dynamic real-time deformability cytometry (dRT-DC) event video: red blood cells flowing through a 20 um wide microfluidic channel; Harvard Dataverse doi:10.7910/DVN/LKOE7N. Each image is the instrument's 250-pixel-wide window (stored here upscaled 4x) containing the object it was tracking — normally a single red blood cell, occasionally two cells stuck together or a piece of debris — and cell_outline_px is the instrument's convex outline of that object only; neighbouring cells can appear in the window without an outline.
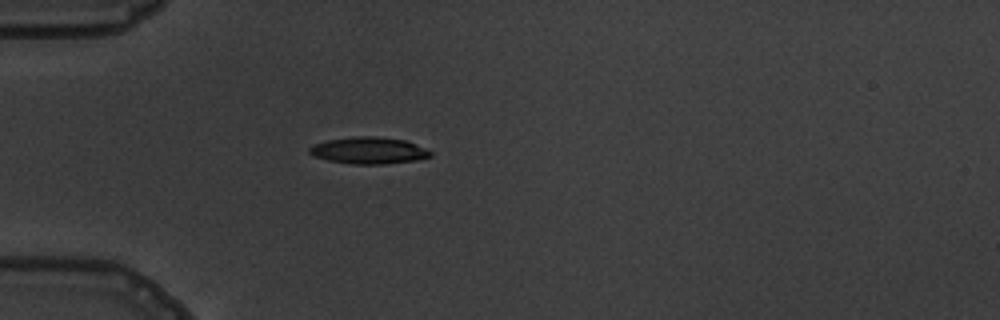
{"species": "common noctule bat (a hibernating species)", "species_latin": "Nyctalus noctula", "temperature_condition": "warm", "stored_images_in_passage": 4, "camera_frame_rate_fps": 3000, "um_per_image_px": 0.085, "animal": {"sex": "male", "body_mass_g": 19.5, "forearm_length_mm": 54.6}, "frame": {"image": 1, "passage_image": 4, "time_ms": 4.333, "image_size_px": [1000, 320], "cell_outline_px": [[432, 156], [416, 160], [384, 164], [352, 164], [328, 160], [312, 156], [308, 152], [308, 148], [312, 144], [328, 140], [356, 136], [376, 136], [404, 140], [424, 148], [432, 152]], "centroid_in_image_um": [31.3, 12.79], "position_along_channel_um": 53.7, "area_um2": 18.84}}